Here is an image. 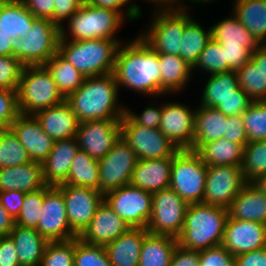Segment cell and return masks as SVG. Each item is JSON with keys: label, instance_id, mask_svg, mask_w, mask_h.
Segmentation results:
<instances>
[{"label": "cell", "instance_id": "cell-28", "mask_svg": "<svg viewBox=\"0 0 266 266\" xmlns=\"http://www.w3.org/2000/svg\"><path fill=\"white\" fill-rule=\"evenodd\" d=\"M210 28L212 39L223 48L249 50L253 53L259 45L233 13L230 18L226 17Z\"/></svg>", "mask_w": 266, "mask_h": 266}, {"label": "cell", "instance_id": "cell-37", "mask_svg": "<svg viewBox=\"0 0 266 266\" xmlns=\"http://www.w3.org/2000/svg\"><path fill=\"white\" fill-rule=\"evenodd\" d=\"M51 74L59 91L66 98L77 91L85 77L71 65L59 52L43 65Z\"/></svg>", "mask_w": 266, "mask_h": 266}, {"label": "cell", "instance_id": "cell-5", "mask_svg": "<svg viewBox=\"0 0 266 266\" xmlns=\"http://www.w3.org/2000/svg\"><path fill=\"white\" fill-rule=\"evenodd\" d=\"M126 18L119 11L94 7L84 1L81 7L68 19V31L61 27V38L64 40L116 39L115 34L123 26ZM70 34V37H69Z\"/></svg>", "mask_w": 266, "mask_h": 266}, {"label": "cell", "instance_id": "cell-49", "mask_svg": "<svg viewBox=\"0 0 266 266\" xmlns=\"http://www.w3.org/2000/svg\"><path fill=\"white\" fill-rule=\"evenodd\" d=\"M19 114L17 91L0 90V131L10 129Z\"/></svg>", "mask_w": 266, "mask_h": 266}, {"label": "cell", "instance_id": "cell-67", "mask_svg": "<svg viewBox=\"0 0 266 266\" xmlns=\"http://www.w3.org/2000/svg\"><path fill=\"white\" fill-rule=\"evenodd\" d=\"M253 183L266 195V175L260 176Z\"/></svg>", "mask_w": 266, "mask_h": 266}, {"label": "cell", "instance_id": "cell-23", "mask_svg": "<svg viewBox=\"0 0 266 266\" xmlns=\"http://www.w3.org/2000/svg\"><path fill=\"white\" fill-rule=\"evenodd\" d=\"M173 157L139 159L132 172L130 184L150 193L170 188Z\"/></svg>", "mask_w": 266, "mask_h": 266}, {"label": "cell", "instance_id": "cell-22", "mask_svg": "<svg viewBox=\"0 0 266 266\" xmlns=\"http://www.w3.org/2000/svg\"><path fill=\"white\" fill-rule=\"evenodd\" d=\"M78 151L76 137L54 141L51 152L42 162L46 185L58 186L67 180L72 160Z\"/></svg>", "mask_w": 266, "mask_h": 266}, {"label": "cell", "instance_id": "cell-29", "mask_svg": "<svg viewBox=\"0 0 266 266\" xmlns=\"http://www.w3.org/2000/svg\"><path fill=\"white\" fill-rule=\"evenodd\" d=\"M9 236L13 239L20 266H40L48 240L36 229L14 224Z\"/></svg>", "mask_w": 266, "mask_h": 266}, {"label": "cell", "instance_id": "cell-61", "mask_svg": "<svg viewBox=\"0 0 266 266\" xmlns=\"http://www.w3.org/2000/svg\"><path fill=\"white\" fill-rule=\"evenodd\" d=\"M235 266H266V247L235 256Z\"/></svg>", "mask_w": 266, "mask_h": 266}, {"label": "cell", "instance_id": "cell-7", "mask_svg": "<svg viewBox=\"0 0 266 266\" xmlns=\"http://www.w3.org/2000/svg\"><path fill=\"white\" fill-rule=\"evenodd\" d=\"M61 28L49 19L34 17L29 31L13 43L12 56L26 66H43L57 52Z\"/></svg>", "mask_w": 266, "mask_h": 266}, {"label": "cell", "instance_id": "cell-1", "mask_svg": "<svg viewBox=\"0 0 266 266\" xmlns=\"http://www.w3.org/2000/svg\"><path fill=\"white\" fill-rule=\"evenodd\" d=\"M113 73L119 87L125 86L140 94L160 97L159 53L139 35L127 44H120Z\"/></svg>", "mask_w": 266, "mask_h": 266}, {"label": "cell", "instance_id": "cell-3", "mask_svg": "<svg viewBox=\"0 0 266 266\" xmlns=\"http://www.w3.org/2000/svg\"><path fill=\"white\" fill-rule=\"evenodd\" d=\"M227 218L226 208L205 203L188 205L178 245L199 252L222 245Z\"/></svg>", "mask_w": 266, "mask_h": 266}, {"label": "cell", "instance_id": "cell-10", "mask_svg": "<svg viewBox=\"0 0 266 266\" xmlns=\"http://www.w3.org/2000/svg\"><path fill=\"white\" fill-rule=\"evenodd\" d=\"M104 201L132 228H147L152 215V193L127 184L104 194Z\"/></svg>", "mask_w": 266, "mask_h": 266}, {"label": "cell", "instance_id": "cell-39", "mask_svg": "<svg viewBox=\"0 0 266 266\" xmlns=\"http://www.w3.org/2000/svg\"><path fill=\"white\" fill-rule=\"evenodd\" d=\"M201 96V105L215 107L222 100L234 95L239 88L236 71L209 75Z\"/></svg>", "mask_w": 266, "mask_h": 266}, {"label": "cell", "instance_id": "cell-11", "mask_svg": "<svg viewBox=\"0 0 266 266\" xmlns=\"http://www.w3.org/2000/svg\"><path fill=\"white\" fill-rule=\"evenodd\" d=\"M120 122L121 138L130 145L138 160L171 157L179 151L158 128L137 125L126 114Z\"/></svg>", "mask_w": 266, "mask_h": 266}, {"label": "cell", "instance_id": "cell-6", "mask_svg": "<svg viewBox=\"0 0 266 266\" xmlns=\"http://www.w3.org/2000/svg\"><path fill=\"white\" fill-rule=\"evenodd\" d=\"M17 99L19 112L27 115H35L41 110L65 101V97L44 66L23 68L17 89Z\"/></svg>", "mask_w": 266, "mask_h": 266}, {"label": "cell", "instance_id": "cell-12", "mask_svg": "<svg viewBox=\"0 0 266 266\" xmlns=\"http://www.w3.org/2000/svg\"><path fill=\"white\" fill-rule=\"evenodd\" d=\"M188 204L171 188L152 193V215L147 225L151 234L178 237Z\"/></svg>", "mask_w": 266, "mask_h": 266}, {"label": "cell", "instance_id": "cell-16", "mask_svg": "<svg viewBox=\"0 0 266 266\" xmlns=\"http://www.w3.org/2000/svg\"><path fill=\"white\" fill-rule=\"evenodd\" d=\"M121 119L84 121L79 123L76 139L79 150L93 159H102L121 137Z\"/></svg>", "mask_w": 266, "mask_h": 266}, {"label": "cell", "instance_id": "cell-66", "mask_svg": "<svg viewBox=\"0 0 266 266\" xmlns=\"http://www.w3.org/2000/svg\"><path fill=\"white\" fill-rule=\"evenodd\" d=\"M152 4H155L156 9H171L172 0H147Z\"/></svg>", "mask_w": 266, "mask_h": 266}, {"label": "cell", "instance_id": "cell-65", "mask_svg": "<svg viewBox=\"0 0 266 266\" xmlns=\"http://www.w3.org/2000/svg\"><path fill=\"white\" fill-rule=\"evenodd\" d=\"M178 1L180 2L181 0H172L171 9H173V10H187L189 8V7H186V4H185V6H184V4L180 5ZM188 1H190V3L192 2V3H195V4H199V3L202 4V3H207L209 1L212 2L213 0H188Z\"/></svg>", "mask_w": 266, "mask_h": 266}, {"label": "cell", "instance_id": "cell-60", "mask_svg": "<svg viewBox=\"0 0 266 266\" xmlns=\"http://www.w3.org/2000/svg\"><path fill=\"white\" fill-rule=\"evenodd\" d=\"M226 61H228V72L236 71L251 60L252 53L249 50L224 48Z\"/></svg>", "mask_w": 266, "mask_h": 266}, {"label": "cell", "instance_id": "cell-35", "mask_svg": "<svg viewBox=\"0 0 266 266\" xmlns=\"http://www.w3.org/2000/svg\"><path fill=\"white\" fill-rule=\"evenodd\" d=\"M185 10V30L180 44V57L191 67L197 62L201 52L212 39L211 28L205 30Z\"/></svg>", "mask_w": 266, "mask_h": 266}, {"label": "cell", "instance_id": "cell-47", "mask_svg": "<svg viewBox=\"0 0 266 266\" xmlns=\"http://www.w3.org/2000/svg\"><path fill=\"white\" fill-rule=\"evenodd\" d=\"M74 266H112L103 245H89L75 238Z\"/></svg>", "mask_w": 266, "mask_h": 266}, {"label": "cell", "instance_id": "cell-63", "mask_svg": "<svg viewBox=\"0 0 266 266\" xmlns=\"http://www.w3.org/2000/svg\"><path fill=\"white\" fill-rule=\"evenodd\" d=\"M251 61L266 75V44H259L251 55Z\"/></svg>", "mask_w": 266, "mask_h": 266}, {"label": "cell", "instance_id": "cell-58", "mask_svg": "<svg viewBox=\"0 0 266 266\" xmlns=\"http://www.w3.org/2000/svg\"><path fill=\"white\" fill-rule=\"evenodd\" d=\"M13 239L7 235L0 242V266H20Z\"/></svg>", "mask_w": 266, "mask_h": 266}, {"label": "cell", "instance_id": "cell-54", "mask_svg": "<svg viewBox=\"0 0 266 266\" xmlns=\"http://www.w3.org/2000/svg\"><path fill=\"white\" fill-rule=\"evenodd\" d=\"M125 114L137 125H141L147 128H158L160 127L162 106L146 107L141 114H136L126 107Z\"/></svg>", "mask_w": 266, "mask_h": 266}, {"label": "cell", "instance_id": "cell-9", "mask_svg": "<svg viewBox=\"0 0 266 266\" xmlns=\"http://www.w3.org/2000/svg\"><path fill=\"white\" fill-rule=\"evenodd\" d=\"M144 34L139 36L159 54L180 56L185 30V10L157 9Z\"/></svg>", "mask_w": 266, "mask_h": 266}, {"label": "cell", "instance_id": "cell-38", "mask_svg": "<svg viewBox=\"0 0 266 266\" xmlns=\"http://www.w3.org/2000/svg\"><path fill=\"white\" fill-rule=\"evenodd\" d=\"M99 160L79 150L72 160L69 175L63 184L94 188L100 191Z\"/></svg>", "mask_w": 266, "mask_h": 266}, {"label": "cell", "instance_id": "cell-43", "mask_svg": "<svg viewBox=\"0 0 266 266\" xmlns=\"http://www.w3.org/2000/svg\"><path fill=\"white\" fill-rule=\"evenodd\" d=\"M52 186L45 185L43 188L26 193L20 213L15 224L25 228L37 229L39 218L42 214L44 194Z\"/></svg>", "mask_w": 266, "mask_h": 266}, {"label": "cell", "instance_id": "cell-14", "mask_svg": "<svg viewBox=\"0 0 266 266\" xmlns=\"http://www.w3.org/2000/svg\"><path fill=\"white\" fill-rule=\"evenodd\" d=\"M246 183L241 166H208L203 203L228 209Z\"/></svg>", "mask_w": 266, "mask_h": 266}, {"label": "cell", "instance_id": "cell-55", "mask_svg": "<svg viewBox=\"0 0 266 266\" xmlns=\"http://www.w3.org/2000/svg\"><path fill=\"white\" fill-rule=\"evenodd\" d=\"M85 0H54V24L60 28L81 7Z\"/></svg>", "mask_w": 266, "mask_h": 266}, {"label": "cell", "instance_id": "cell-41", "mask_svg": "<svg viewBox=\"0 0 266 266\" xmlns=\"http://www.w3.org/2000/svg\"><path fill=\"white\" fill-rule=\"evenodd\" d=\"M239 87L253 102L266 101V75L251 60L236 70Z\"/></svg>", "mask_w": 266, "mask_h": 266}, {"label": "cell", "instance_id": "cell-52", "mask_svg": "<svg viewBox=\"0 0 266 266\" xmlns=\"http://www.w3.org/2000/svg\"><path fill=\"white\" fill-rule=\"evenodd\" d=\"M90 3L94 7H104V8H111L114 10L119 11L128 21H132L135 19H139L142 16V10L140 6L136 3H130L131 0H85ZM128 4V5H127ZM128 6L126 9V13L123 14L122 7ZM141 15V16H140Z\"/></svg>", "mask_w": 266, "mask_h": 266}, {"label": "cell", "instance_id": "cell-18", "mask_svg": "<svg viewBox=\"0 0 266 266\" xmlns=\"http://www.w3.org/2000/svg\"><path fill=\"white\" fill-rule=\"evenodd\" d=\"M196 110L186 105L174 103L162 104L159 130L179 149H191L194 138Z\"/></svg>", "mask_w": 266, "mask_h": 266}, {"label": "cell", "instance_id": "cell-48", "mask_svg": "<svg viewBox=\"0 0 266 266\" xmlns=\"http://www.w3.org/2000/svg\"><path fill=\"white\" fill-rule=\"evenodd\" d=\"M25 66L13 56H0V90L17 91Z\"/></svg>", "mask_w": 266, "mask_h": 266}, {"label": "cell", "instance_id": "cell-42", "mask_svg": "<svg viewBox=\"0 0 266 266\" xmlns=\"http://www.w3.org/2000/svg\"><path fill=\"white\" fill-rule=\"evenodd\" d=\"M31 162L27 150L11 129L0 131V168L14 167Z\"/></svg>", "mask_w": 266, "mask_h": 266}, {"label": "cell", "instance_id": "cell-20", "mask_svg": "<svg viewBox=\"0 0 266 266\" xmlns=\"http://www.w3.org/2000/svg\"><path fill=\"white\" fill-rule=\"evenodd\" d=\"M130 226L103 202L97 207L90 224L78 236L89 245H107L123 235Z\"/></svg>", "mask_w": 266, "mask_h": 266}, {"label": "cell", "instance_id": "cell-34", "mask_svg": "<svg viewBox=\"0 0 266 266\" xmlns=\"http://www.w3.org/2000/svg\"><path fill=\"white\" fill-rule=\"evenodd\" d=\"M244 148L235 142L221 139L202 145L196 152L207 166H241Z\"/></svg>", "mask_w": 266, "mask_h": 266}, {"label": "cell", "instance_id": "cell-40", "mask_svg": "<svg viewBox=\"0 0 266 266\" xmlns=\"http://www.w3.org/2000/svg\"><path fill=\"white\" fill-rule=\"evenodd\" d=\"M241 169L246 182L266 175V140L248 142L244 146Z\"/></svg>", "mask_w": 266, "mask_h": 266}, {"label": "cell", "instance_id": "cell-30", "mask_svg": "<svg viewBox=\"0 0 266 266\" xmlns=\"http://www.w3.org/2000/svg\"><path fill=\"white\" fill-rule=\"evenodd\" d=\"M226 119L227 116L215 107L199 105L195 113L192 150L197 151L205 143L221 139L225 133Z\"/></svg>", "mask_w": 266, "mask_h": 266}, {"label": "cell", "instance_id": "cell-51", "mask_svg": "<svg viewBox=\"0 0 266 266\" xmlns=\"http://www.w3.org/2000/svg\"><path fill=\"white\" fill-rule=\"evenodd\" d=\"M252 102L249 96L239 87L233 96L222 100L215 108L226 116H232L243 114Z\"/></svg>", "mask_w": 266, "mask_h": 266}, {"label": "cell", "instance_id": "cell-36", "mask_svg": "<svg viewBox=\"0 0 266 266\" xmlns=\"http://www.w3.org/2000/svg\"><path fill=\"white\" fill-rule=\"evenodd\" d=\"M34 15L24 2H3L0 7V24L13 42L29 31L33 24Z\"/></svg>", "mask_w": 266, "mask_h": 266}, {"label": "cell", "instance_id": "cell-26", "mask_svg": "<svg viewBox=\"0 0 266 266\" xmlns=\"http://www.w3.org/2000/svg\"><path fill=\"white\" fill-rule=\"evenodd\" d=\"M228 216L266 224V195L253 182H247L228 208Z\"/></svg>", "mask_w": 266, "mask_h": 266}, {"label": "cell", "instance_id": "cell-68", "mask_svg": "<svg viewBox=\"0 0 266 266\" xmlns=\"http://www.w3.org/2000/svg\"><path fill=\"white\" fill-rule=\"evenodd\" d=\"M2 2H16V1H21V0H0Z\"/></svg>", "mask_w": 266, "mask_h": 266}, {"label": "cell", "instance_id": "cell-13", "mask_svg": "<svg viewBox=\"0 0 266 266\" xmlns=\"http://www.w3.org/2000/svg\"><path fill=\"white\" fill-rule=\"evenodd\" d=\"M138 159L133 149L122 138L99 160L100 192H107L130 184Z\"/></svg>", "mask_w": 266, "mask_h": 266}, {"label": "cell", "instance_id": "cell-44", "mask_svg": "<svg viewBox=\"0 0 266 266\" xmlns=\"http://www.w3.org/2000/svg\"><path fill=\"white\" fill-rule=\"evenodd\" d=\"M242 116L248 142L266 140V101L252 102Z\"/></svg>", "mask_w": 266, "mask_h": 266}, {"label": "cell", "instance_id": "cell-4", "mask_svg": "<svg viewBox=\"0 0 266 266\" xmlns=\"http://www.w3.org/2000/svg\"><path fill=\"white\" fill-rule=\"evenodd\" d=\"M119 39L64 40L58 52L84 77L101 76L114 72Z\"/></svg>", "mask_w": 266, "mask_h": 266}, {"label": "cell", "instance_id": "cell-15", "mask_svg": "<svg viewBox=\"0 0 266 266\" xmlns=\"http://www.w3.org/2000/svg\"><path fill=\"white\" fill-rule=\"evenodd\" d=\"M62 194L66 204V214L71 230L79 236L90 224L104 195L97 189L60 184L55 186Z\"/></svg>", "mask_w": 266, "mask_h": 266}, {"label": "cell", "instance_id": "cell-57", "mask_svg": "<svg viewBox=\"0 0 266 266\" xmlns=\"http://www.w3.org/2000/svg\"><path fill=\"white\" fill-rule=\"evenodd\" d=\"M37 18L49 19L54 23V0H22Z\"/></svg>", "mask_w": 266, "mask_h": 266}, {"label": "cell", "instance_id": "cell-33", "mask_svg": "<svg viewBox=\"0 0 266 266\" xmlns=\"http://www.w3.org/2000/svg\"><path fill=\"white\" fill-rule=\"evenodd\" d=\"M177 245L176 237L147 233L142 243L138 266H170Z\"/></svg>", "mask_w": 266, "mask_h": 266}, {"label": "cell", "instance_id": "cell-21", "mask_svg": "<svg viewBox=\"0 0 266 266\" xmlns=\"http://www.w3.org/2000/svg\"><path fill=\"white\" fill-rule=\"evenodd\" d=\"M10 129L27 150L31 161L42 163L52 150L54 140L48 136L35 115L20 113Z\"/></svg>", "mask_w": 266, "mask_h": 266}, {"label": "cell", "instance_id": "cell-17", "mask_svg": "<svg viewBox=\"0 0 266 266\" xmlns=\"http://www.w3.org/2000/svg\"><path fill=\"white\" fill-rule=\"evenodd\" d=\"M36 230L48 241H66L78 237L69 225L63 194L55 186L44 194L42 214Z\"/></svg>", "mask_w": 266, "mask_h": 266}, {"label": "cell", "instance_id": "cell-46", "mask_svg": "<svg viewBox=\"0 0 266 266\" xmlns=\"http://www.w3.org/2000/svg\"><path fill=\"white\" fill-rule=\"evenodd\" d=\"M75 238L66 241H49L40 266H74Z\"/></svg>", "mask_w": 266, "mask_h": 266}, {"label": "cell", "instance_id": "cell-19", "mask_svg": "<svg viewBox=\"0 0 266 266\" xmlns=\"http://www.w3.org/2000/svg\"><path fill=\"white\" fill-rule=\"evenodd\" d=\"M222 245L235 257L266 247V224L228 216Z\"/></svg>", "mask_w": 266, "mask_h": 266}, {"label": "cell", "instance_id": "cell-8", "mask_svg": "<svg viewBox=\"0 0 266 266\" xmlns=\"http://www.w3.org/2000/svg\"><path fill=\"white\" fill-rule=\"evenodd\" d=\"M207 168L196 151L179 150L173 157L170 188L188 205L203 203Z\"/></svg>", "mask_w": 266, "mask_h": 266}, {"label": "cell", "instance_id": "cell-62", "mask_svg": "<svg viewBox=\"0 0 266 266\" xmlns=\"http://www.w3.org/2000/svg\"><path fill=\"white\" fill-rule=\"evenodd\" d=\"M15 220L9 215L5 208L0 203V234L7 236L13 229Z\"/></svg>", "mask_w": 266, "mask_h": 266}, {"label": "cell", "instance_id": "cell-64", "mask_svg": "<svg viewBox=\"0 0 266 266\" xmlns=\"http://www.w3.org/2000/svg\"><path fill=\"white\" fill-rule=\"evenodd\" d=\"M13 43L0 24V56H12Z\"/></svg>", "mask_w": 266, "mask_h": 266}, {"label": "cell", "instance_id": "cell-50", "mask_svg": "<svg viewBox=\"0 0 266 266\" xmlns=\"http://www.w3.org/2000/svg\"><path fill=\"white\" fill-rule=\"evenodd\" d=\"M199 266H235V257L223 246L199 252Z\"/></svg>", "mask_w": 266, "mask_h": 266}, {"label": "cell", "instance_id": "cell-24", "mask_svg": "<svg viewBox=\"0 0 266 266\" xmlns=\"http://www.w3.org/2000/svg\"><path fill=\"white\" fill-rule=\"evenodd\" d=\"M35 116L54 141L76 137L79 121L66 101L41 110Z\"/></svg>", "mask_w": 266, "mask_h": 266}, {"label": "cell", "instance_id": "cell-59", "mask_svg": "<svg viewBox=\"0 0 266 266\" xmlns=\"http://www.w3.org/2000/svg\"><path fill=\"white\" fill-rule=\"evenodd\" d=\"M170 266H199V251L187 250L177 245Z\"/></svg>", "mask_w": 266, "mask_h": 266}, {"label": "cell", "instance_id": "cell-32", "mask_svg": "<svg viewBox=\"0 0 266 266\" xmlns=\"http://www.w3.org/2000/svg\"><path fill=\"white\" fill-rule=\"evenodd\" d=\"M233 14L258 44H266V0H235Z\"/></svg>", "mask_w": 266, "mask_h": 266}, {"label": "cell", "instance_id": "cell-27", "mask_svg": "<svg viewBox=\"0 0 266 266\" xmlns=\"http://www.w3.org/2000/svg\"><path fill=\"white\" fill-rule=\"evenodd\" d=\"M146 228L130 227L123 235L105 245L112 266H138Z\"/></svg>", "mask_w": 266, "mask_h": 266}, {"label": "cell", "instance_id": "cell-45", "mask_svg": "<svg viewBox=\"0 0 266 266\" xmlns=\"http://www.w3.org/2000/svg\"><path fill=\"white\" fill-rule=\"evenodd\" d=\"M197 68L211 74L228 72V61H226L225 50L220 43L211 39L201 52L192 70Z\"/></svg>", "mask_w": 266, "mask_h": 266}, {"label": "cell", "instance_id": "cell-2", "mask_svg": "<svg viewBox=\"0 0 266 266\" xmlns=\"http://www.w3.org/2000/svg\"><path fill=\"white\" fill-rule=\"evenodd\" d=\"M119 89L114 73L85 77L81 87L70 93L65 101L71 106L79 123L122 119L126 106L118 104Z\"/></svg>", "mask_w": 266, "mask_h": 266}, {"label": "cell", "instance_id": "cell-31", "mask_svg": "<svg viewBox=\"0 0 266 266\" xmlns=\"http://www.w3.org/2000/svg\"><path fill=\"white\" fill-rule=\"evenodd\" d=\"M160 97L184 90L190 81L192 67L179 55L159 54Z\"/></svg>", "mask_w": 266, "mask_h": 266}, {"label": "cell", "instance_id": "cell-25", "mask_svg": "<svg viewBox=\"0 0 266 266\" xmlns=\"http://www.w3.org/2000/svg\"><path fill=\"white\" fill-rule=\"evenodd\" d=\"M42 163L31 161L14 167L0 168V192L28 193L45 186Z\"/></svg>", "mask_w": 266, "mask_h": 266}, {"label": "cell", "instance_id": "cell-53", "mask_svg": "<svg viewBox=\"0 0 266 266\" xmlns=\"http://www.w3.org/2000/svg\"><path fill=\"white\" fill-rule=\"evenodd\" d=\"M224 137L243 148L248 143L242 114L227 116Z\"/></svg>", "mask_w": 266, "mask_h": 266}, {"label": "cell", "instance_id": "cell-56", "mask_svg": "<svg viewBox=\"0 0 266 266\" xmlns=\"http://www.w3.org/2000/svg\"><path fill=\"white\" fill-rule=\"evenodd\" d=\"M25 195L26 193L21 191L0 192V203L14 220L20 213Z\"/></svg>", "mask_w": 266, "mask_h": 266}]
</instances>
